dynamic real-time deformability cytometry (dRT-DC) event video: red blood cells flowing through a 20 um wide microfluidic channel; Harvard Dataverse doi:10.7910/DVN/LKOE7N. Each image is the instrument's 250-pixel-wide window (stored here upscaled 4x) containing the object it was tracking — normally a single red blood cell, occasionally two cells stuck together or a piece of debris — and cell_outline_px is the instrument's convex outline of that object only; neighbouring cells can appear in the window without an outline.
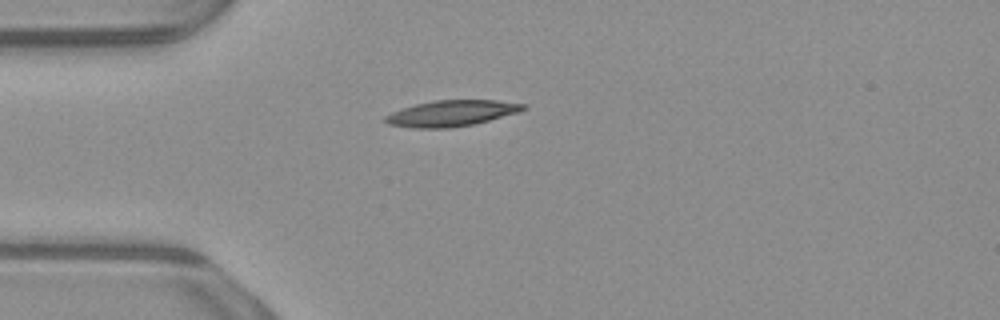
{"species": "common noctule bat (a hibernating species)", "species_latin": "Nyctalus noctula", "temperature_condition": "warm", "stored_images_in_passage": 40, "camera_frame_rate_fps": 3000, "um_per_image_px": 0.085, "animal": {"sex": "male", "body_mass_g": 23.1, "forearm_length_mm": 52.7}, "frame": {"image": 1, "passage_image": 1, "time_ms": 0.0, "image_size_px": [1000, 320], "cell_outline_px": [[528, 108], [520, 112], [472, 124], [452, 128], [412, 128], [388, 124], [384, 120], [384, 116], [392, 112], [416, 104], [436, 100], [496, 100], [528, 104]], "centroid_in_image_um": [38.42, 9.63], "position_along_channel_um": 46.6, "area_um2": 20.87}}
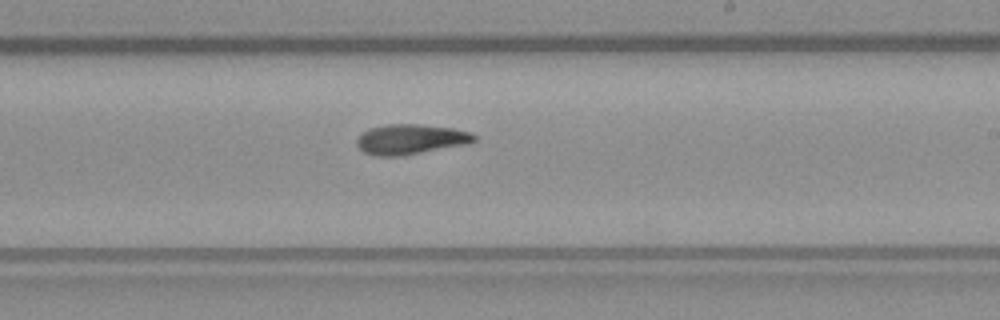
{"frame": {"image": 2, "passage_image": 18, "time_ms": 5.667, "image_size_px": [1000, 320], "cell_outline_px": [[476, 140], [468, 144], [400, 156], [376, 156], [364, 152], [356, 144], [356, 140], [368, 128], [388, 124], [420, 124], [452, 128], [472, 132], [476, 136]], "centroid_in_image_um": [34.92, 11.83], "position_along_channel_um": 254.1, "area_um2": 20.58}}
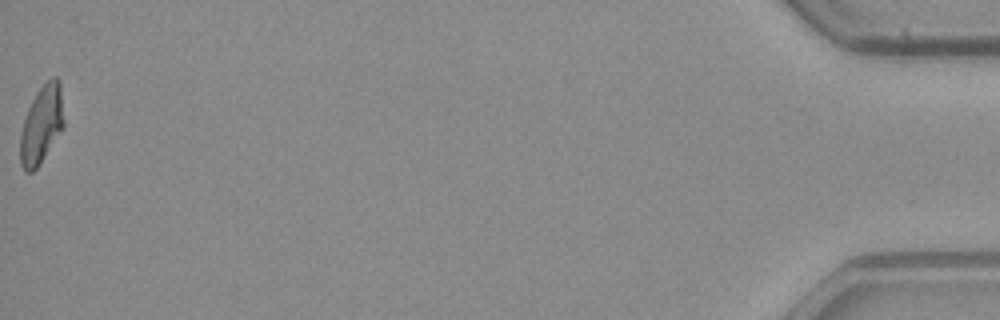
{"frame": {"image": 3, "passage_image": 40, "time_ms": 13.0, "image_size_px": [1000, 320], "cell_outline_px": [[64, 128], [36, 168], [32, 172], [24, 172], [20, 164], [20, 132], [28, 108], [36, 92], [52, 76], [56, 76], [60, 80], [64, 120]], "centroid_in_image_um": [3.53, 10.58], "position_along_channel_um": 431.7, "area_um2": 19.88}, "authors_computed_cell_mechanics": {"area_um2": 19.8832, "velocity_mm_per_s": 3.9123, "shape_relaxation_time_tau1_ms": 7.1348, "shape_relaxation_time_tau2_ms": null, "deformation_change_tau1": 0.2215, "deformation_change_tau2": null}}